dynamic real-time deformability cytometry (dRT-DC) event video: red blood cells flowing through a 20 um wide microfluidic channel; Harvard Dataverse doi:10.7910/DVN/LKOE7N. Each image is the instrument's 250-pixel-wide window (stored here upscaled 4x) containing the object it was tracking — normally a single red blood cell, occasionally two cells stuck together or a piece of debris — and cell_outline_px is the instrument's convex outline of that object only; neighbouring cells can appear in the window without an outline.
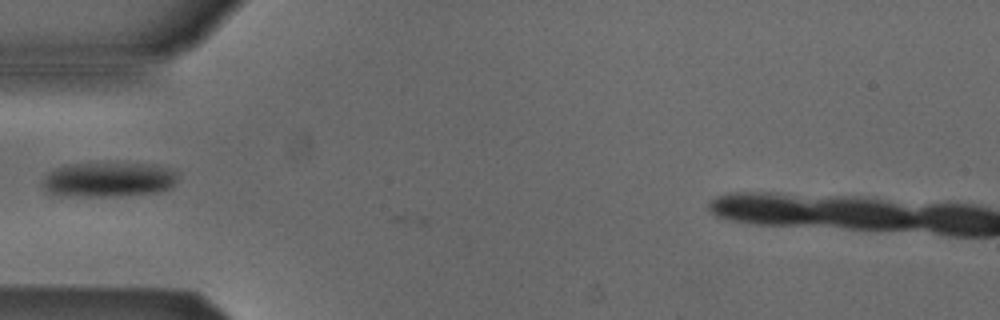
{"species": "Egyptian fruit bat (a non-hibernating species)", "species_latin": "Rousettus aegyptiacus", "temperature_condition": "cold", "stored_images_in_passage": 13, "camera_frame_rate_fps": 3000, "um_per_image_px": 0.085, "animal": {"sex": "male"}, "frame": {"image": 1, "passage_image": 12, "time_ms": 3.667, "image_size_px": [1000, 320], "cell_outline_px": [[180, 180], [172, 188], [160, 192], [112, 196], [48, 196], [44, 188], [44, 176], [48, 172], [56, 168], [68, 164], [156, 164], [176, 168], [180, 172]], "centroid_in_image_um": [9.32, 15.27], "position_along_channel_um": 75.7, "area_um2": 28.15}}